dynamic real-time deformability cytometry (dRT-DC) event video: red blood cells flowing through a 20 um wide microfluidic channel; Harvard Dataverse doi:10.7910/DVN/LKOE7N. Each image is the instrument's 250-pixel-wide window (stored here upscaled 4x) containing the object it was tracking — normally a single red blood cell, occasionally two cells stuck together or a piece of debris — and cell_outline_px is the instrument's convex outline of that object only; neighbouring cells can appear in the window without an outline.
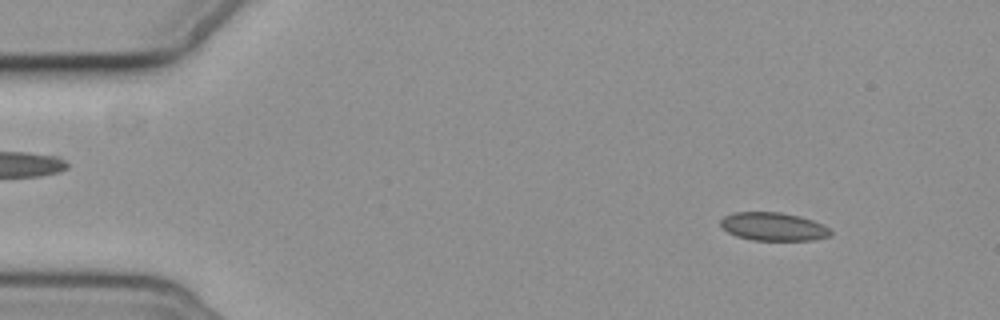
{"species": "common noctule bat (a hibernating species)", "species_latin": "Nyctalus noctula", "temperature_condition": "cold", "stored_images_in_passage": 17, "camera_frame_rate_fps": 3000, "um_per_image_px": 0.085, "animal": {"sex": "female", "body_mass_g": 19.3, "forearm_length_mm": 54.1}, "frame": {"image": 1, "passage_image": 6, "time_ms": 1.667, "image_size_px": [1000, 320], "cell_outline_px": [[832, 236], [812, 240], [752, 240], [736, 236], [728, 232], [720, 224], [720, 220], [724, 216], [732, 212], [780, 212], [800, 216], [812, 220], [828, 228], [832, 232]], "centroid_in_image_um": [65.72, 19.26], "position_along_channel_um": 19.3, "area_um2": 18.09}}
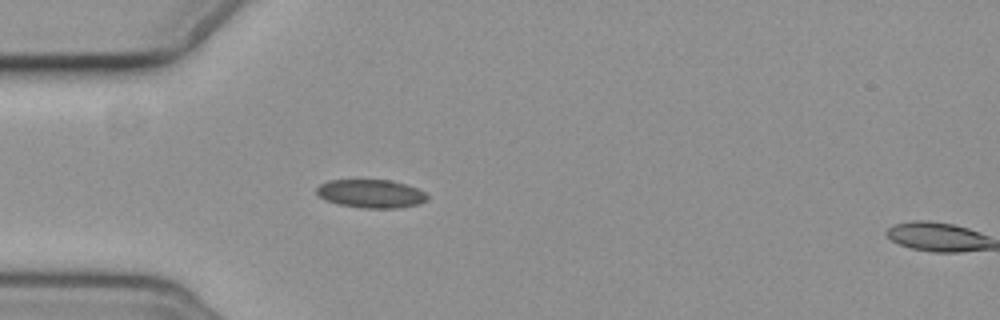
{"frame": {"image": 2, "passage_image": 16, "time_ms": 5.0, "image_size_px": [1000, 320], "cell_outline_px": [[428, 200], [420, 204], [400, 208], [364, 208], [336, 204], [324, 200], [316, 192], [316, 188], [320, 184], [328, 180], [388, 180], [404, 184], [416, 188], [424, 192], [428, 196]], "centroid_in_image_um": [31.52, 16.47], "position_along_channel_um": 53.5, "area_um2": 18.38}}